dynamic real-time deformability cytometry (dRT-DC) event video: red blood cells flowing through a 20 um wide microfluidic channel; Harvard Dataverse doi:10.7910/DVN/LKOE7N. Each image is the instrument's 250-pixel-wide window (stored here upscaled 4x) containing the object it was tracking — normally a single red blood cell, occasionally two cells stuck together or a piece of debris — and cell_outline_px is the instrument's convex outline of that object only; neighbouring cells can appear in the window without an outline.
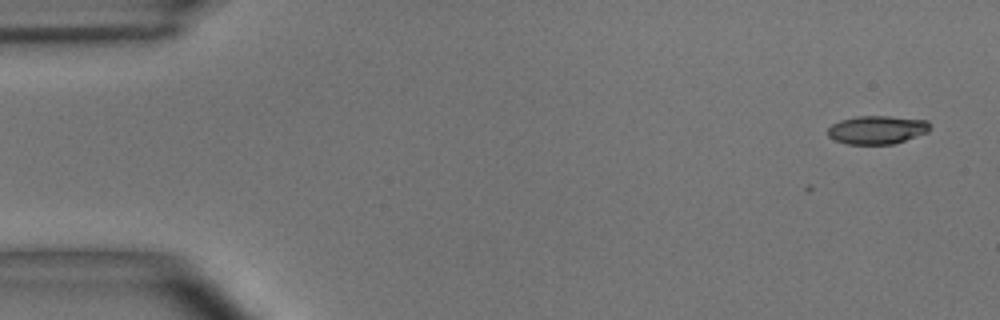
{"species": "common noctule bat (a hibernating species)", "species_latin": "Nyctalus noctula", "temperature_condition": "room temperature", "stored_images_in_passage": 6, "camera_frame_rate_fps": 3000, "um_per_image_px": 0.085, "animal": {"sex": "male", "body_mass_g": 15.6}, "frame": {"image": 1, "passage_image": 1, "time_ms": 0.0, "image_size_px": [1000, 320], "cell_outline_px": [[932, 128], [928, 132], [892, 144], [848, 144], [836, 140], [828, 136], [828, 128], [832, 124], [840, 120], [856, 116], [888, 116], [928, 120]], "centroid_in_image_um": [74.57, 11.02], "position_along_channel_um": 10.4, "area_um2": 16.88}}
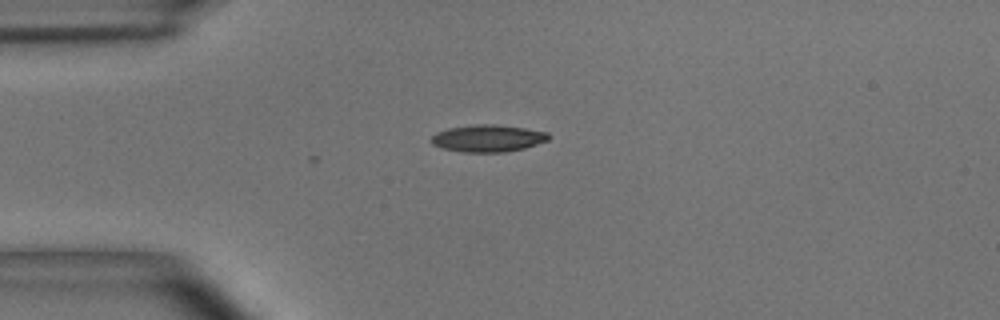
{"frame": {"image": 2, "passage_image": 4, "time_ms": 1.0, "image_size_px": [1000, 320], "cell_outline_px": [[552, 136], [548, 140], [524, 148], [504, 152], [464, 152], [444, 148], [432, 144], [428, 140], [436, 132], [448, 128], [476, 124], [496, 124], [524, 128], [548, 132]], "centroid_in_image_um": [41.47, 11.75], "position_along_channel_um": 43.5, "area_um2": 18.55}}
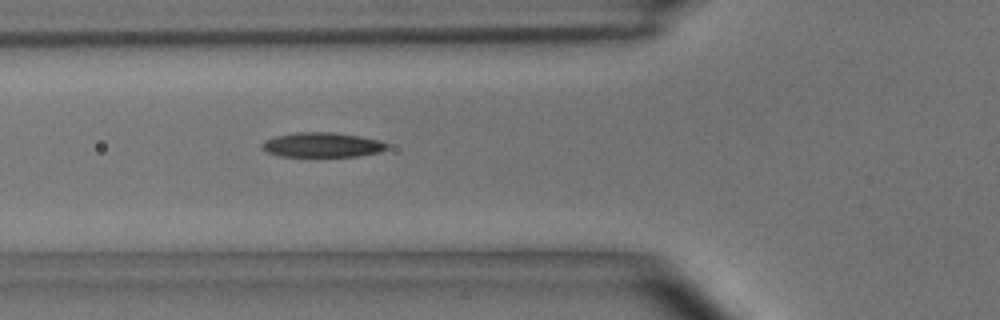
{"frame": {"image": 3, "passage_image": 6, "time_ms": 1.667, "image_size_px": [1000, 320], "cell_outline_px": [[388, 148], [380, 152], [356, 156], [276, 156], [264, 152], [260, 148], [260, 144], [264, 140], [276, 136], [296, 132], [332, 132], [360, 136], [380, 140], [388, 144]], "centroid_in_image_um": [27.33, 12.31], "position_along_channel_um": 98.5, "area_um2": 18.21}}